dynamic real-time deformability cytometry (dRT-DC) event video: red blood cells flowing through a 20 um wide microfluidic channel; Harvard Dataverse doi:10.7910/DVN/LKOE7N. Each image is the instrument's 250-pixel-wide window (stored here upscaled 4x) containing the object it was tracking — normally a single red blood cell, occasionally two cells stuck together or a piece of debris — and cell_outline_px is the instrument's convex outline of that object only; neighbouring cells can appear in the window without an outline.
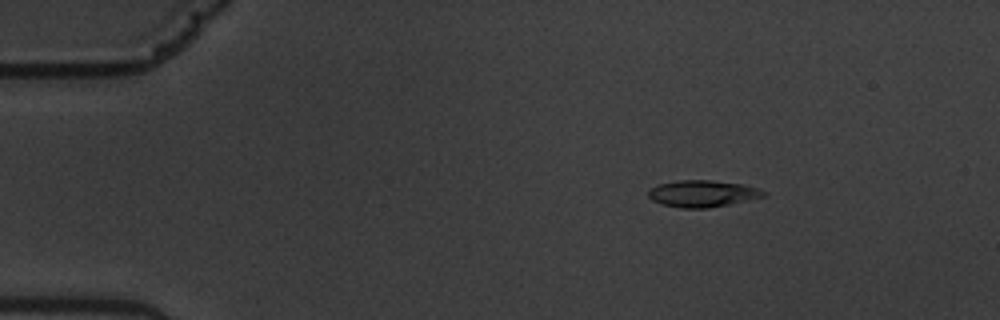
{"species": "common noctule bat (a hibernating species)", "species_latin": "Nyctalus noctula", "temperature_condition": "warm", "stored_images_in_passage": 57, "camera_frame_rate_fps": 3000, "um_per_image_px": 0.085, "animal": {"sex": "male", "body_mass_g": 19.5, "forearm_length_mm": 54.6}, "frame": {"image": 1, "passage_image": 9, "time_ms": 2.667, "image_size_px": [1000, 320], "cell_outline_px": [[768, 192], [764, 196], [728, 204], [708, 208], [680, 208], [660, 204], [652, 200], [648, 196], [648, 188], [660, 184], [680, 180], [712, 180], [744, 184]], "centroid_in_image_um": [59.68, 16.45], "position_along_channel_um": 25.3, "area_um2": 17.92}}
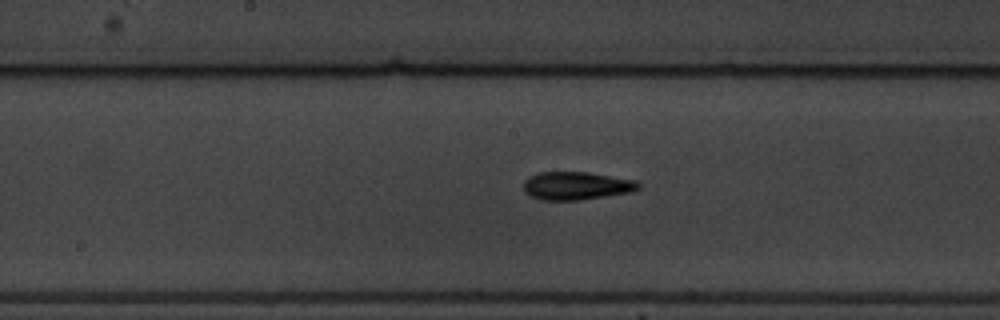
{"frame": {"image": 2, "passage_image": 30, "time_ms": 9.667, "image_size_px": [1000, 320], "cell_outline_px": [[640, 188], [632, 192], [580, 200], [540, 200], [524, 192], [524, 180], [528, 176], [540, 172], [588, 172], [636, 180], [640, 184]], "centroid_in_image_um": [48.99, 15.79], "position_along_channel_um": 199.2, "area_um2": 18.9}}
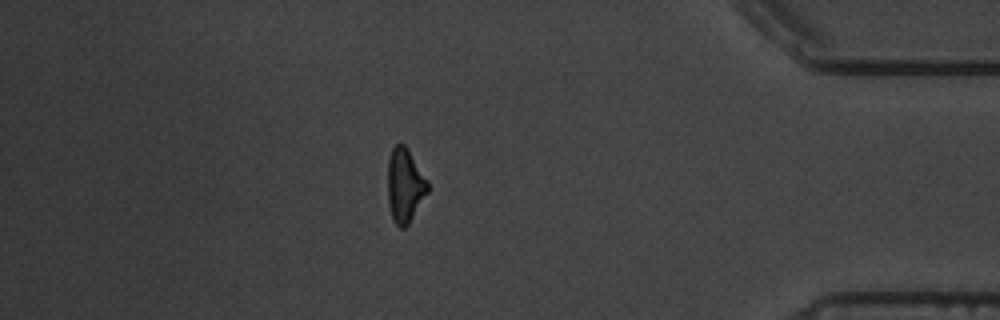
{"frame": {"image": 3, "passage_image": 50, "time_ms": 16.333, "image_size_px": [1000, 320], "cell_outline_px": [[428, 192], [408, 224], [404, 228], [400, 228], [392, 220], [388, 204], [388, 160], [392, 148], [396, 144], [404, 144], [408, 148], [428, 180]], "centroid_in_image_um": [34.41, 15.75], "position_along_channel_um": 400.8, "area_um2": 17.34}, "authors_computed_cell_mechanics": {"area_um2": 17.8602, "velocity_mm_per_s": 3.5449, "shape_relaxation_time_tau1_ms": 5.2851, "shape_relaxation_time_tau2_ms": 3.838, "deformation_change_tau1": 0.1737, "deformation_change_tau2": 0.1061}}